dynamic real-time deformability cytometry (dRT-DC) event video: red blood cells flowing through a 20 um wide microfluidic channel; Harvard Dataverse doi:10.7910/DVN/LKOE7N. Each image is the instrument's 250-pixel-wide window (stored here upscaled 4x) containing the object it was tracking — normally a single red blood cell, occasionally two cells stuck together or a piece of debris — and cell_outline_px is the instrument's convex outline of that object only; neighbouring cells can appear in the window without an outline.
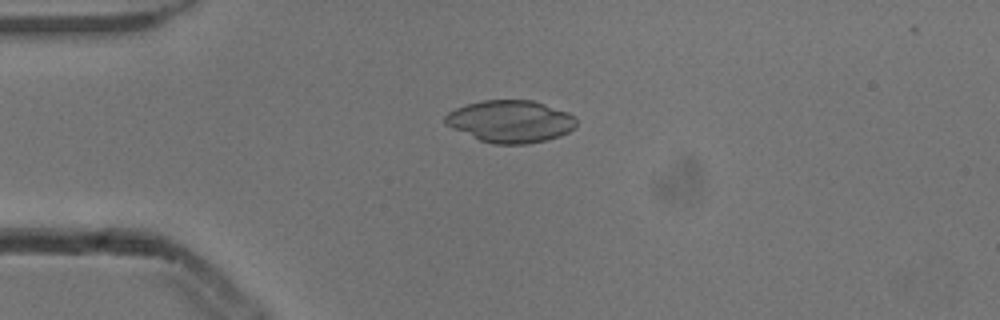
{"species": "common noctule bat (a hibernating species)", "species_latin": "Nyctalus noctula", "temperature_condition": "cold", "stored_images_in_passage": 41, "camera_frame_rate_fps": 3000, "um_per_image_px": 0.085, "animal": {"sex": "male", "body_mass_g": 13.3}, "frame": {"image": 1, "passage_image": 1, "time_ms": 0.0, "image_size_px": [1000, 320], "cell_outline_px": [[576, 124], [568, 132], [560, 136], [528, 144], [492, 144], [480, 140], [452, 128], [444, 124], [444, 116], [448, 112], [456, 108], [468, 104], [484, 100], [532, 100], [568, 112], [576, 116]], "centroid_in_image_um": [43.38, 10.32], "position_along_channel_um": 41.6, "area_um2": 32.19}}
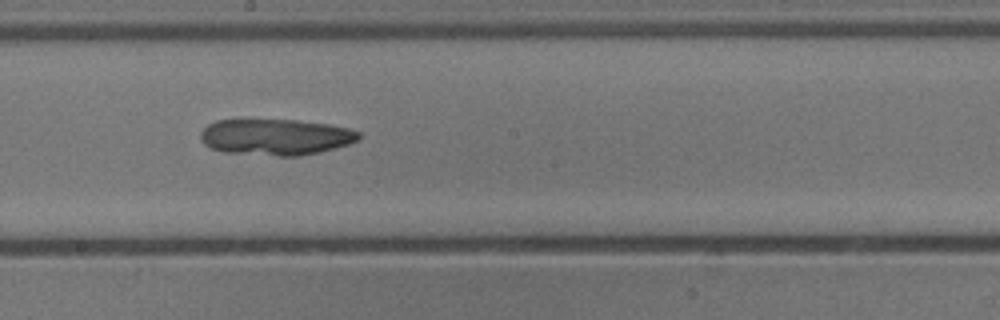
{"frame": {"image": 2, "passage_image": 17, "time_ms": 5.333, "image_size_px": [1000, 320], "cell_outline_px": [[360, 140], [348, 144], [320, 152], [300, 156], [280, 156], [224, 152], [212, 148], [204, 144], [200, 136], [200, 132], [208, 124], [216, 120], [240, 116], [248, 116], [296, 120], [328, 124], [348, 128], [360, 132]], "centroid_in_image_um": [23.37, 11.59], "position_along_channel_um": 224.8, "area_um2": 34.62}}
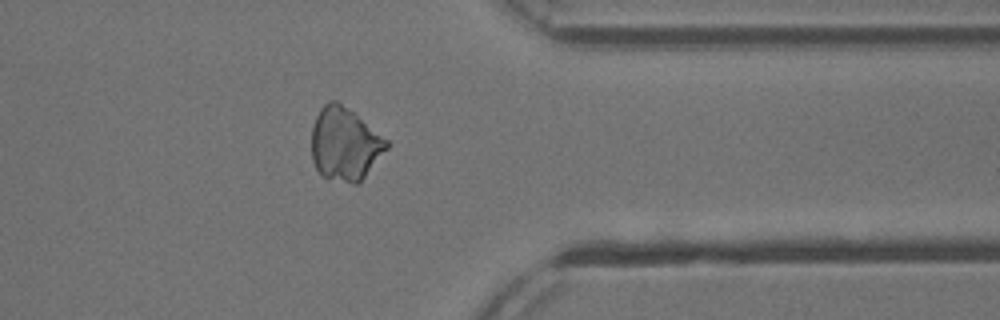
{"frame": {"image": 3, "passage_image": 30, "time_ms": 9.667, "image_size_px": [1000, 320], "cell_outline_px": [[388, 148], [364, 176], [356, 184], [352, 184], [324, 176], [316, 168], [312, 160], [312, 128], [316, 116], [320, 108], [328, 100], [336, 100], [352, 112], [388, 140]], "centroid_in_image_um": [29.29, 12.23], "position_along_channel_um": 382.1, "area_um2": 31.33}}